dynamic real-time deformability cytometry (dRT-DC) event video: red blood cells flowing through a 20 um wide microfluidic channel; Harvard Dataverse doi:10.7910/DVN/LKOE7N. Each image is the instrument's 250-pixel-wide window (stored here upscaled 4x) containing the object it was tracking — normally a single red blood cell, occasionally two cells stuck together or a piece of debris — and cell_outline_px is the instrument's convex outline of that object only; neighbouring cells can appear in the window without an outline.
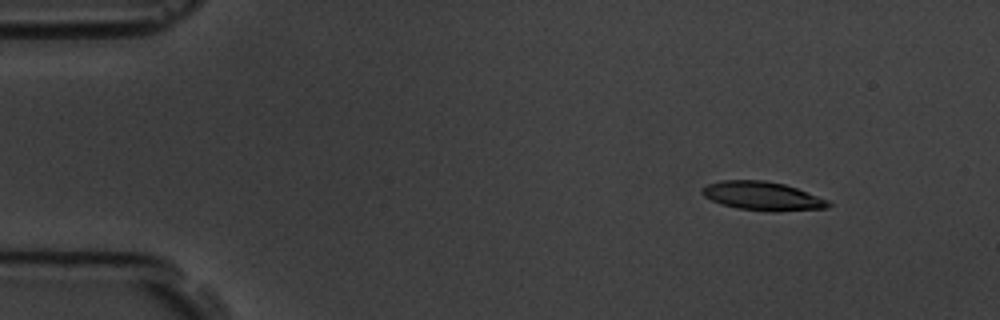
{"species": "common noctule bat (a hibernating species)", "species_latin": "Nyctalus noctula", "temperature_condition": "room temperature", "stored_images_in_passage": 5, "camera_frame_rate_fps": 3000, "um_per_image_px": 0.085, "animal": {"sex": "male", "body_mass_g": 19.5, "forearm_length_mm": 54.6}, "frame": {"image": 1, "passage_image": 2, "time_ms": 1.0, "image_size_px": [1000, 320], "cell_outline_px": [[832, 204], [828, 208], [776, 212], [772, 212], [736, 208], [720, 204], [704, 196], [700, 192], [700, 188], [708, 184], [720, 180], [764, 180], [784, 184], [796, 188], [828, 200]], "centroid_in_image_um": [64.79, 16.67], "position_along_channel_um": 20.2, "area_um2": 21.27}}
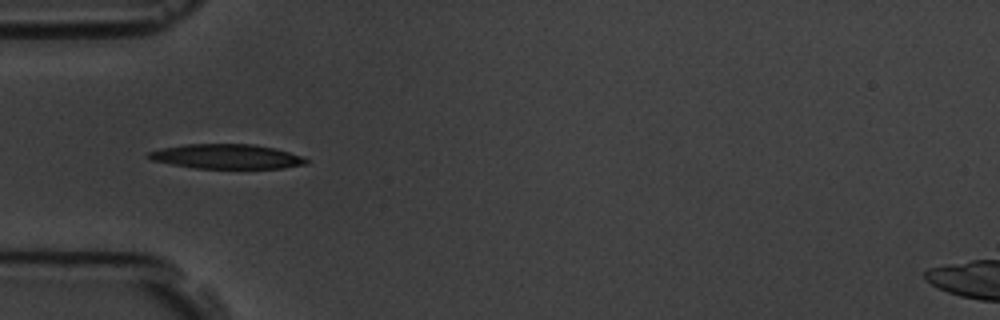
{"frame": {"image": 2, "passage_image": 5, "time_ms": 4.667, "image_size_px": [1000, 320], "cell_outline_px": [[308, 164], [284, 168], [196, 168], [172, 164], [152, 160], [144, 156], [148, 152], [160, 148], [184, 144], [252, 144], [276, 148], [304, 156], [308, 160]], "centroid_in_image_um": [19.28, 13.29], "position_along_channel_um": 65.7, "area_um2": 22.77}}